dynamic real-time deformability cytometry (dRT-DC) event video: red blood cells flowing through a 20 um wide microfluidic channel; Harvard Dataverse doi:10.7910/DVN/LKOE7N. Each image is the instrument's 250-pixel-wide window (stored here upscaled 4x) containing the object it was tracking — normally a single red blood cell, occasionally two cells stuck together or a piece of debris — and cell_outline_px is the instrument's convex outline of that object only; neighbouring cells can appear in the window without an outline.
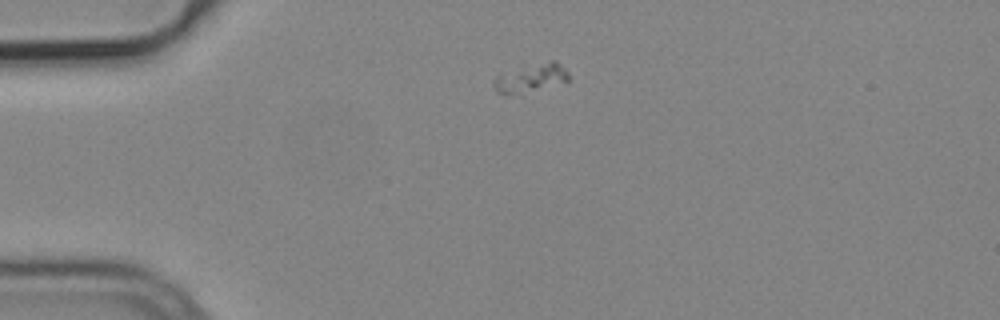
{"species": "common noctule bat (a hibernating species)", "species_latin": "Nyctalus noctula", "temperature_condition": "cold", "stored_images_in_passage": 2, "camera_frame_rate_fps": 3000, "um_per_image_px": 0.085, "animal": {"sex": "male", "body_mass_g": 19.2, "forearm_length_mm": 51.8}, "frame": {"image": 1, "passage_image": 1, "time_ms": 0.0, "image_size_px": [1000, 320], "cell_outline_px": [[572, 80], [568, 84], [508, 96], [504, 96], [496, 92], [492, 84], [492, 80], [500, 72], [552, 60], [556, 60], [568, 72]], "centroid_in_image_um": [45.14, 6.67], "position_along_channel_um": 39.9, "area_um2": 13.29}}